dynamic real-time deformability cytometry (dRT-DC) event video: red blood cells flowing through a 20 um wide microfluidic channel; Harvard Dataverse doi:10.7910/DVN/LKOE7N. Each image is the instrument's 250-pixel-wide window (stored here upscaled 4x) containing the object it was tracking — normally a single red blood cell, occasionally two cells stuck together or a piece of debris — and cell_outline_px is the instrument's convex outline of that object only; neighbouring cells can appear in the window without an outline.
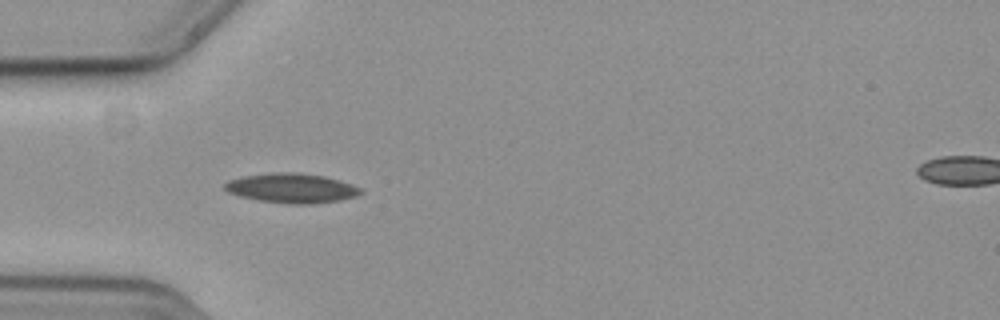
{"species": "common noctule bat (a hibernating species)", "species_latin": "Nyctalus noctula", "temperature_condition": "cold", "stored_images_in_passage": 40, "camera_frame_rate_fps": 3000, "um_per_image_px": 0.085, "animal": {"sex": "female", "body_mass_g": 19.3, "forearm_length_mm": 54.1}, "frame": {"image": 1, "passage_image": 1, "time_ms": 0.0, "image_size_px": [1000, 320], "cell_outline_px": [[364, 192], [356, 196], [340, 200], [312, 204], [288, 204], [256, 200], [240, 196], [228, 192], [224, 188], [224, 184], [228, 180], [244, 176], [276, 172], [292, 172], [324, 176], [352, 184], [360, 188]], "centroid_in_image_um": [24.78, 16.0], "position_along_channel_um": 60.2, "area_um2": 23.41}}
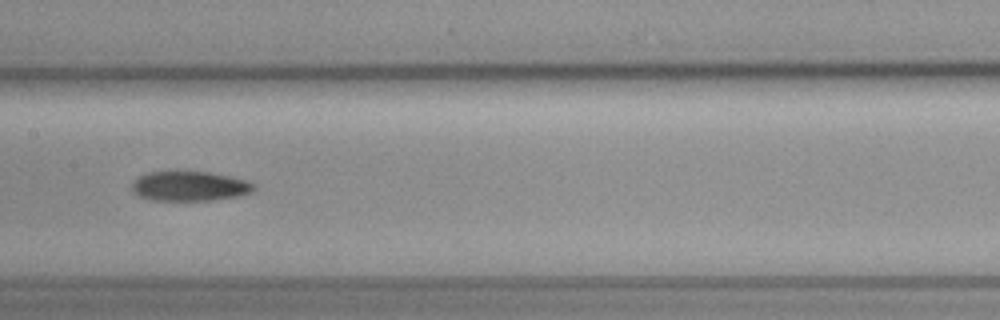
{"frame": {"image": 2, "passage_image": 12, "time_ms": 3.667, "image_size_px": [1000, 320], "cell_outline_px": [[256, 188], [252, 192], [236, 196], [212, 200], [152, 200], [136, 196], [132, 192], [132, 184], [140, 176], [148, 172], [208, 172], [248, 180], [256, 184]], "centroid_in_image_um": [16.13, 15.83], "position_along_channel_um": 191.3, "area_um2": 21.04}}
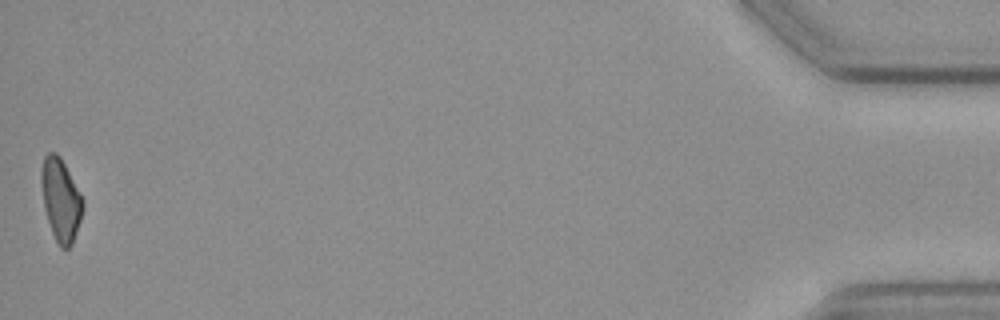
{"frame": {"image": 3, "passage_image": 40, "time_ms": 13.0, "image_size_px": [1000, 320], "cell_outline_px": [[84, 204], [80, 220], [72, 244], [68, 248], [60, 248], [52, 232], [44, 208], [40, 180], [40, 172], [44, 156], [48, 152], [56, 152], [60, 156], [84, 200]], "centroid_in_image_um": [5.15, 16.95], "position_along_channel_um": 430.1, "area_um2": 19.88}}